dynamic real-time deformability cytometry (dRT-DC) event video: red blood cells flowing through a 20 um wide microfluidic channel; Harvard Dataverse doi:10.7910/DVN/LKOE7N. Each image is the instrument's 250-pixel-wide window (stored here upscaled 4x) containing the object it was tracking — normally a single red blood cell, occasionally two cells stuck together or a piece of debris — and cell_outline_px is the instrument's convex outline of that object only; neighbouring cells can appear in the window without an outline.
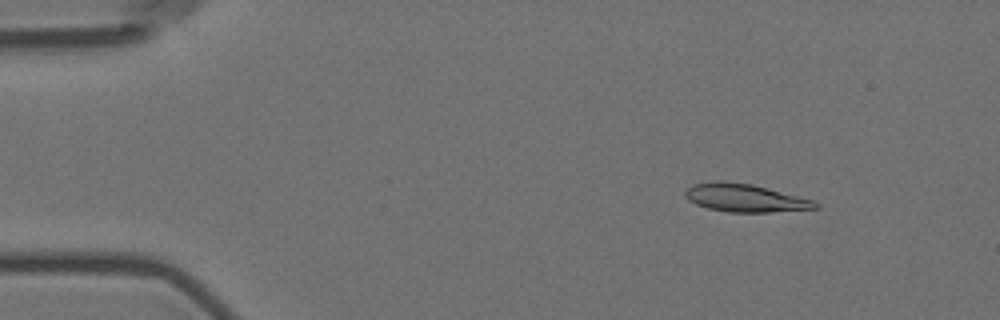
{"species": "Egyptian fruit bat (a non-hibernating species)", "species_latin": "Rousettus aegyptiacus", "temperature_condition": "room temperature", "stored_images_in_passage": 4, "camera_frame_rate_fps": 3000, "um_per_image_px": 0.085, "animal": {"sex": "female"}, "frame": {"image": 1, "passage_image": 2, "time_ms": 1.333, "image_size_px": [1000, 320], "cell_outline_px": [[820, 208], [768, 212], [728, 212], [708, 208], [696, 204], [688, 200], [684, 196], [684, 192], [692, 184], [712, 180], [724, 180], [752, 184], [768, 188], [812, 200], [820, 204]], "centroid_in_image_um": [63.28, 16.81], "position_along_channel_um": 21.7, "area_um2": 21.33}}